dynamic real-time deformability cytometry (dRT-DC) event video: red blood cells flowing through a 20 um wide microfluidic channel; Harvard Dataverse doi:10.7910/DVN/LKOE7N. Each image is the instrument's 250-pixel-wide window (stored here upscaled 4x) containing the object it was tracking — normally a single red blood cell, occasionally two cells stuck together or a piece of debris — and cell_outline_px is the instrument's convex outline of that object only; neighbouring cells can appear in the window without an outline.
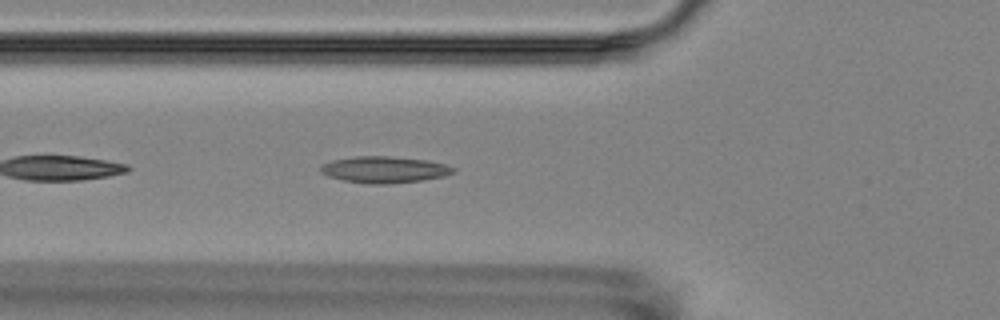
{"species": "Egyptian fruit bat (a non-hibernating species)", "species_latin": "Rousettus aegyptiacus", "temperature_condition": "room temperature", "stored_images_in_passage": 6, "camera_frame_rate_fps": 3000, "um_per_image_px": 0.085, "animal": {"sex": "female"}, "frame": {"image": 1, "passage_image": 6, "time_ms": 5.667, "image_size_px": [1000, 320], "cell_outline_px": [[456, 172], [444, 176], [424, 180], [388, 184], [364, 184], [344, 180], [328, 176], [320, 172], [320, 164], [332, 160], [356, 156], [388, 156], [428, 160], [444, 164], [456, 168]], "centroid_in_image_um": [32.66, 14.42], "position_along_channel_um": 93.1, "area_um2": 20.69}}